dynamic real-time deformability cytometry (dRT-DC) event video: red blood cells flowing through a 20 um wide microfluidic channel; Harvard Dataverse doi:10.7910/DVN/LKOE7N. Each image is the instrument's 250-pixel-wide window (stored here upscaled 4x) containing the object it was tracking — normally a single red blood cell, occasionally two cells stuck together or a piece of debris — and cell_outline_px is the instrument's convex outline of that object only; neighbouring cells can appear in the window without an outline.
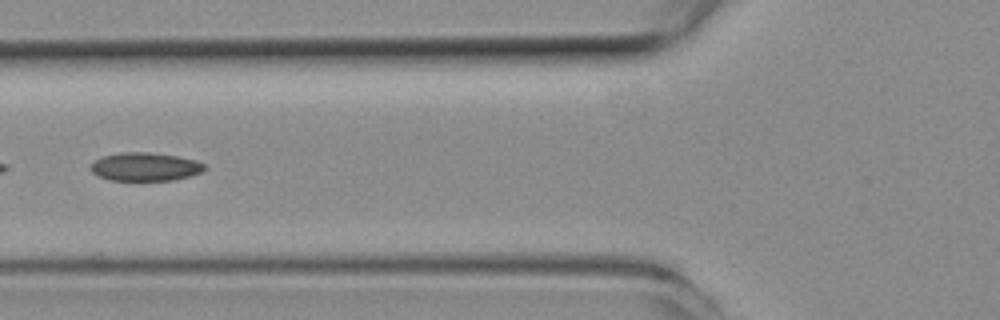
{"species": "common noctule bat (a hibernating species)", "species_latin": "Nyctalus noctula", "temperature_condition": "room temperature", "stored_images_in_passage": 30, "camera_frame_rate_fps": 3000, "um_per_image_px": 0.085, "animal": {"sex": "female", "body_mass_g": 19.3, "forearm_length_mm": 54.1}, "frame": {"image": 1, "passage_image": 18, "time_ms": 5.667, "image_size_px": [1000, 320], "cell_outline_px": [[204, 168], [200, 172], [188, 176], [172, 180], [108, 180], [96, 176], [88, 168], [92, 160], [104, 156], [124, 152], [148, 152], [176, 156], [196, 160], [204, 164]], "centroid_in_image_um": [12.24, 14.17], "position_along_channel_um": 113.6, "area_um2": 18.79}}
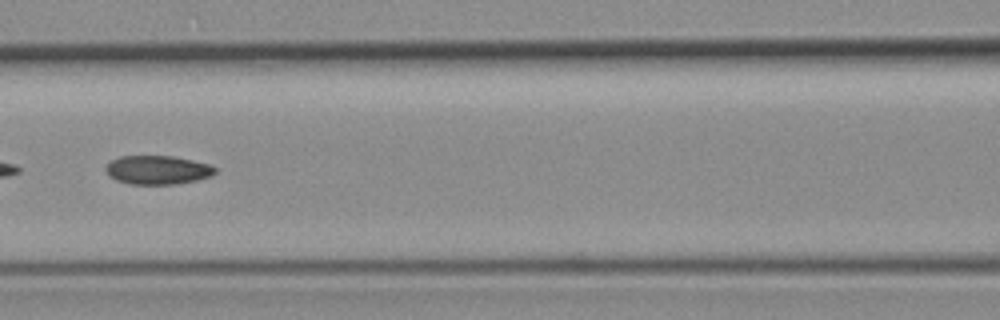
{"frame": {"image": 2, "passage_image": 21, "time_ms": 6.667, "image_size_px": [1000, 320], "cell_outline_px": [[216, 172], [212, 176], [196, 180], [176, 184], [128, 184], [116, 180], [108, 176], [104, 172], [104, 168], [112, 160], [120, 156], [172, 156], [212, 164], [216, 168]], "centroid_in_image_um": [13.39, 14.45], "position_along_channel_um": 153.2, "area_um2": 18.55}}
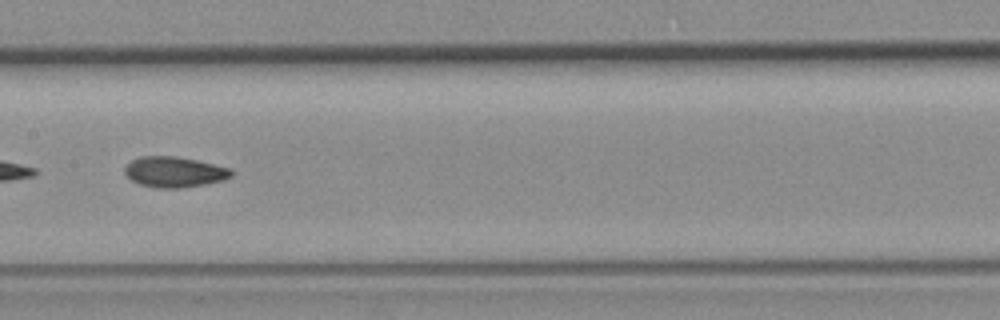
{"frame": {"image": 3, "passage_image": 24, "time_ms": 7.667, "image_size_px": [1000, 320], "cell_outline_px": [[232, 176], [224, 180], [204, 184], [180, 188], [156, 188], [140, 184], [132, 180], [124, 172], [124, 168], [132, 160], [140, 156], [176, 156], [196, 160], [232, 168]], "centroid_in_image_um": [14.83, 14.61], "position_along_channel_um": 192.6, "area_um2": 18.96}}